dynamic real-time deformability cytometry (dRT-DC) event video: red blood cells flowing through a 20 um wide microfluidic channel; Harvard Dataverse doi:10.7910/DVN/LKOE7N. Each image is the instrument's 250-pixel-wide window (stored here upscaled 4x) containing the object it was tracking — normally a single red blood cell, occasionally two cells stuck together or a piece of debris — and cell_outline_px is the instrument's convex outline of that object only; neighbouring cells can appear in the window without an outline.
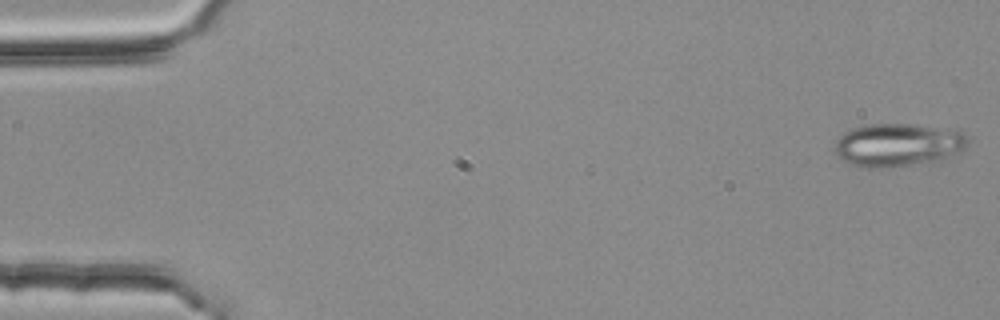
{"species": "common noctule bat (a hibernating species)", "species_latin": "Nyctalus noctula", "temperature_condition": "room temperature", "stored_images_in_passage": 54, "camera_frame_rate_fps": 3000, "um_per_image_px": 0.085, "animal": {"sex": "female", "body_mass_g": 25.1}, "frame": {"image": 1, "passage_image": 1, "time_ms": 0.0, "image_size_px": [1000, 320], "cell_outline_px": [[968, 144], [964, 148], [940, 160], [924, 164], [884, 168], [868, 168], [848, 164], [840, 160], [836, 152], [836, 140], [844, 132], [852, 128], [868, 124], [908, 124], [956, 128], [964, 132], [968, 140]], "centroid_in_image_um": [76.34, 12.32], "position_along_channel_um": 8.7, "area_um2": 33.99}}
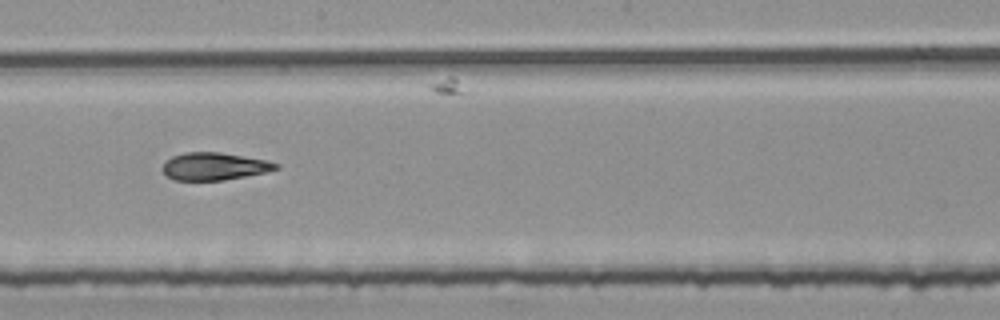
{"frame": {"image": 2, "passage_image": 30, "time_ms": 9.667, "image_size_px": [1000, 320], "cell_outline_px": [[280, 168], [268, 172], [224, 180], [172, 180], [164, 172], [164, 160], [172, 156], [184, 152], [220, 152], [264, 160], [280, 164]], "centroid_in_image_um": [18.22, 14.14], "position_along_channel_um": 230.0, "area_um2": 18.15}}
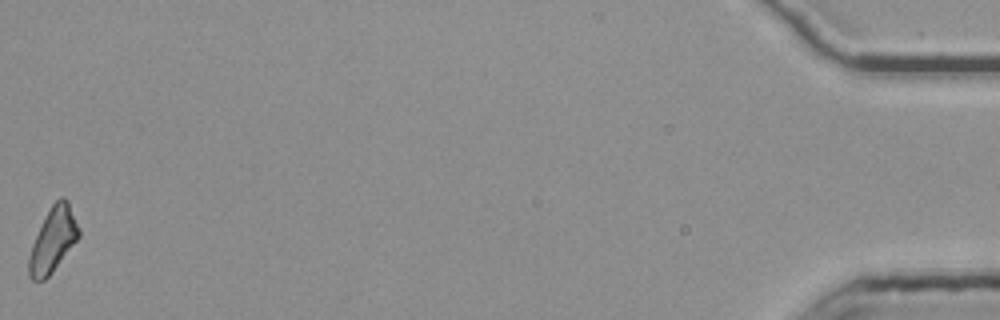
{"frame": {"image": 3, "passage_image": 54, "time_ms": 17.667, "image_size_px": [1000, 320], "cell_outline_px": [[80, 236], [52, 272], [44, 280], [32, 280], [28, 272], [28, 256], [32, 244], [52, 204], [60, 196], [64, 196], [68, 200], [80, 228]], "centroid_in_image_um": [4.52, 20.38], "position_along_channel_um": 430.7, "area_um2": 18.5}, "authors_computed_cell_mechanics": {"area_um2": 19.0451, "velocity_mm_per_s": 3.772, "shape_relaxation_time_tau1_ms": 6.4906, "shape_relaxation_time_tau2_ms": 3.4922, "deformation_change_tau1": 0.2057, "deformation_change_tau2": 0.1261}}